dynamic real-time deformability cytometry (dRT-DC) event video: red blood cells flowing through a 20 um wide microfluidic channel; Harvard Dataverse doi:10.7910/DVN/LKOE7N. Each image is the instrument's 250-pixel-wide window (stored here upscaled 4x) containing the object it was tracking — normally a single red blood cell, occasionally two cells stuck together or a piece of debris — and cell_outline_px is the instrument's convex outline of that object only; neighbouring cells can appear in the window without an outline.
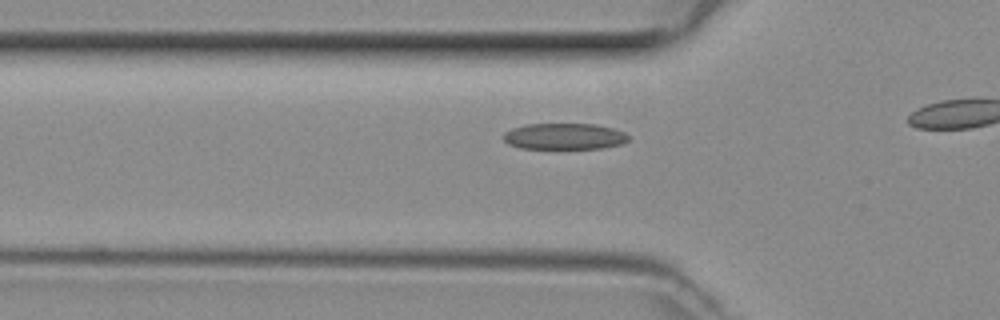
{"species": "common noctule bat (a hibernating species)", "species_latin": "Nyctalus noctula", "temperature_condition": "room temperature", "stored_images_in_passage": 12, "camera_frame_rate_fps": 3000, "um_per_image_px": 0.085, "animal": {"sex": "female", "body_mass_g": 29.2, "forearm_length_mm": 56.3}, "frame": {"image": 1, "passage_image": 7, "time_ms": 2.0, "image_size_px": [1000, 320], "cell_outline_px": [[632, 136], [628, 140], [620, 144], [604, 148], [520, 148], [508, 144], [500, 136], [504, 132], [512, 128], [524, 124], [596, 124], [612, 128], [624, 132]], "centroid_in_image_um": [47.95, 11.58], "position_along_channel_um": 77.9, "area_um2": 19.25}}
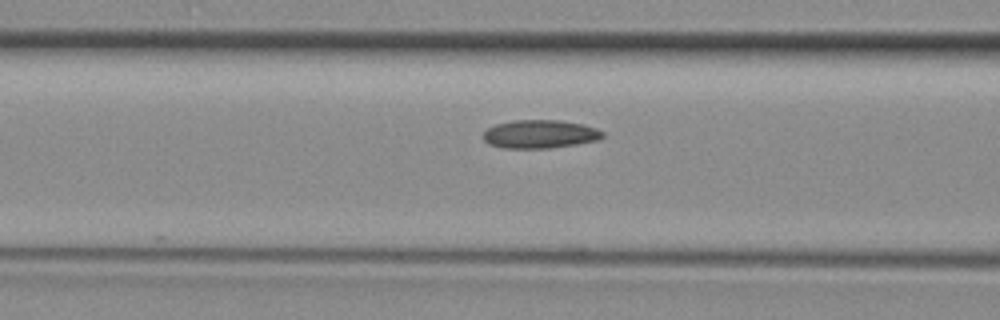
{"frame": {"image": 2, "passage_image": 10, "time_ms": 3.0, "image_size_px": [1000, 320], "cell_outline_px": [[604, 136], [596, 140], [576, 144], [548, 148], [504, 148], [488, 144], [480, 136], [488, 128], [496, 124], [512, 120], [560, 120], [584, 124], [596, 128], [604, 132]], "centroid_in_image_um": [45.87, 11.39], "position_along_channel_um": 120.7, "area_um2": 19.83}}